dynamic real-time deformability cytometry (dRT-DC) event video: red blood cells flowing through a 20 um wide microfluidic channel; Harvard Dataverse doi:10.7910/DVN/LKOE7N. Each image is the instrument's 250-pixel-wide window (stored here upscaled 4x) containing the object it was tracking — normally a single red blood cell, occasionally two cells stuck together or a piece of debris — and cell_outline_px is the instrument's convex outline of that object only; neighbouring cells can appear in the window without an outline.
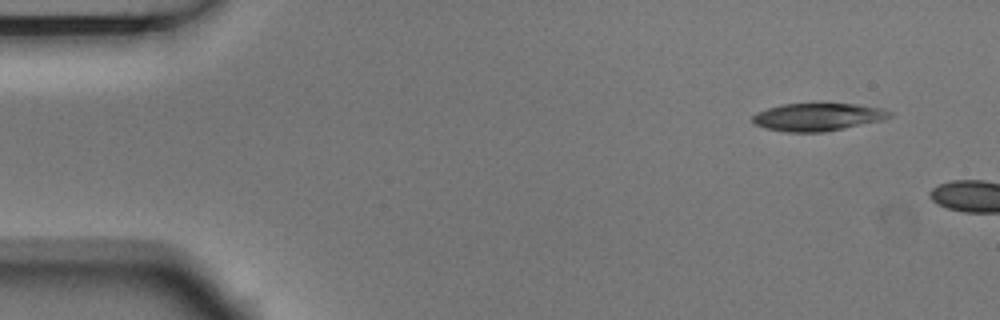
{"species": "Egyptian fruit bat (a non-hibernating species)", "species_latin": "Rousettus aegyptiacus", "temperature_condition": "room temperature", "stored_images_in_passage": 2, "camera_frame_rate_fps": 3000, "um_per_image_px": 0.085, "animal": {"sex": "male"}, "frame": {"image": 1, "passage_image": 1, "time_ms": 0.0, "image_size_px": [1000, 320], "cell_outline_px": [[892, 116], [884, 120], [824, 132], [788, 132], [764, 128], [756, 124], [752, 120], [752, 116], [756, 112], [780, 104], [856, 104], [884, 108], [892, 112]], "centroid_in_image_um": [69.53, 9.94], "position_along_channel_um": 15.5, "area_um2": 22.2}}